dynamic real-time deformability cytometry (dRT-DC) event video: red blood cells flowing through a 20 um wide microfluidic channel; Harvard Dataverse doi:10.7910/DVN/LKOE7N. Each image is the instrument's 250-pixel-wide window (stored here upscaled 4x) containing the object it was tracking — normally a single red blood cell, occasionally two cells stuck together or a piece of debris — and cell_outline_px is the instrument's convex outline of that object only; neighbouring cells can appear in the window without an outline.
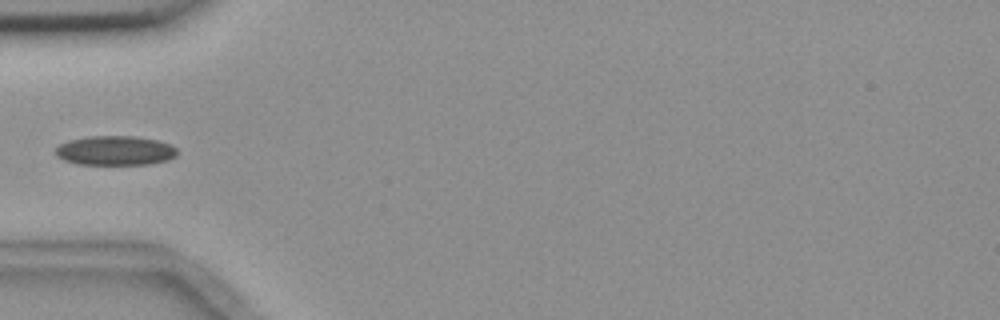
{"species": "common noctule bat (a hibernating species)", "species_latin": "Nyctalus noctula", "temperature_condition": "room temperature", "stored_images_in_passage": 3, "camera_frame_rate_fps": 3000, "um_per_image_px": 0.085, "animal": {"sex": "female", "body_mass_g": 18.4}, "frame": {"image": 1, "passage_image": 3, "time_ms": 3.0, "image_size_px": [1000, 320], "cell_outline_px": [[176, 156], [168, 160], [148, 164], [76, 164], [64, 160], [56, 156], [56, 148], [60, 144], [72, 140], [88, 136], [136, 136], [156, 140], [168, 144], [176, 148]], "centroid_in_image_um": [9.78, 12.8], "position_along_channel_um": 75.2, "area_um2": 20.69}}